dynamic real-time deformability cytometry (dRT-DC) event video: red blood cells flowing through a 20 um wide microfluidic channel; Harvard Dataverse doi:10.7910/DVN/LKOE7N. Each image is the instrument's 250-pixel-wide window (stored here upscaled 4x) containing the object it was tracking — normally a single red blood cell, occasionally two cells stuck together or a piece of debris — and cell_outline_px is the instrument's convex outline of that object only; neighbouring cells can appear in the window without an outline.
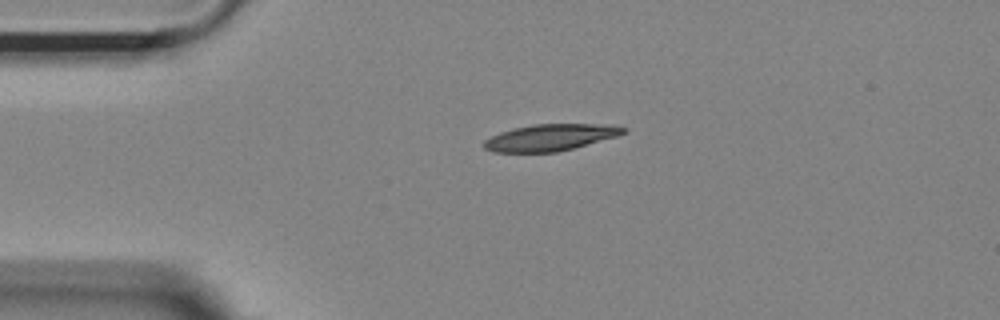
{"species": "Egyptian fruit bat (a non-hibernating species)", "species_latin": "Rousettus aegyptiacus", "temperature_condition": "room temperature", "stored_images_in_passage": 43, "camera_frame_rate_fps": 3000, "um_per_image_px": 0.085, "animal": {"sex": "female"}, "frame": {"image": 1, "passage_image": 1, "time_ms": 0.0, "image_size_px": [1000, 320], "cell_outline_px": [[628, 132], [616, 136], [572, 148], [556, 152], [492, 152], [484, 148], [484, 140], [500, 132], [532, 124], [612, 124], [628, 128]], "centroid_in_image_um": [46.8, 11.67], "position_along_channel_um": 38.2, "area_um2": 21.5}}
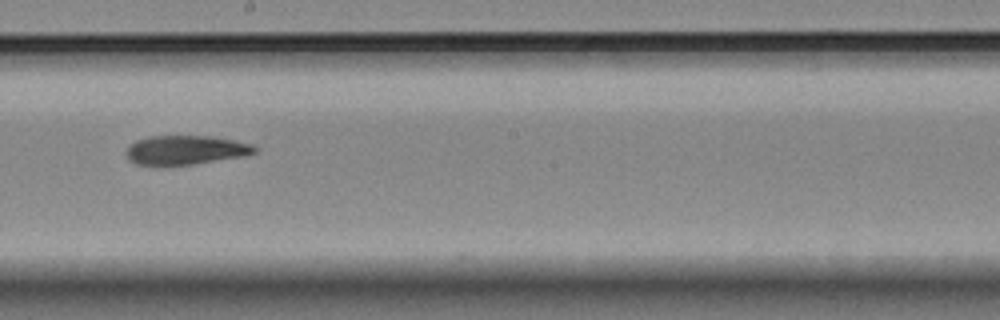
{"frame": {"image": 2, "passage_image": 19, "time_ms": 6.0, "image_size_px": [1000, 320], "cell_outline_px": [[260, 148], [256, 152], [244, 156], [192, 164], [136, 164], [128, 160], [128, 148], [136, 140], [148, 136], [212, 136], [252, 144]], "centroid_in_image_um": [15.83, 12.73], "position_along_channel_um": 232.4, "area_um2": 21.44}}
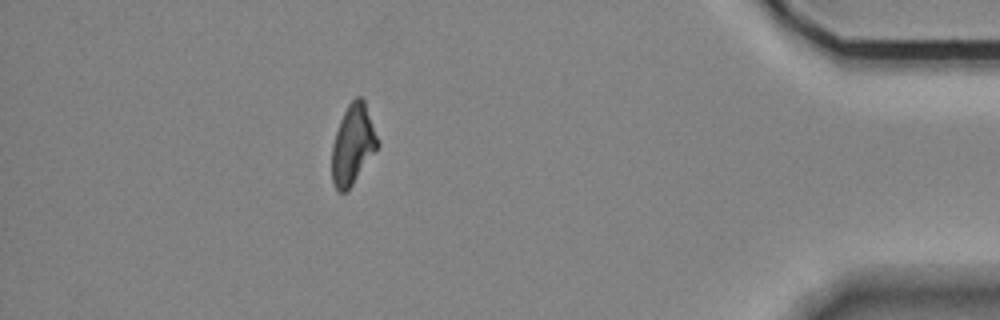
{"frame": {"image": 3, "passage_image": 37, "time_ms": 12.0, "image_size_px": [1000, 320], "cell_outline_px": [[380, 144], [352, 184], [344, 192], [340, 192], [336, 188], [332, 180], [332, 144], [340, 120], [348, 104], [356, 96], [360, 96], [364, 100]], "centroid_in_image_um": [29.98, 12.26], "position_along_channel_um": 405.2, "area_um2": 20.81}, "authors_computed_cell_mechanics": {"area_um2": 22.1374, "velocity_mm_per_s": 3.6733, "shape_relaxation_time_tau1_ms": 11.2892, "shape_relaxation_time_tau2_ms": 8.1671, "deformation_change_tau1": 0.2427, "deformation_change_tau2": 0.1662}}